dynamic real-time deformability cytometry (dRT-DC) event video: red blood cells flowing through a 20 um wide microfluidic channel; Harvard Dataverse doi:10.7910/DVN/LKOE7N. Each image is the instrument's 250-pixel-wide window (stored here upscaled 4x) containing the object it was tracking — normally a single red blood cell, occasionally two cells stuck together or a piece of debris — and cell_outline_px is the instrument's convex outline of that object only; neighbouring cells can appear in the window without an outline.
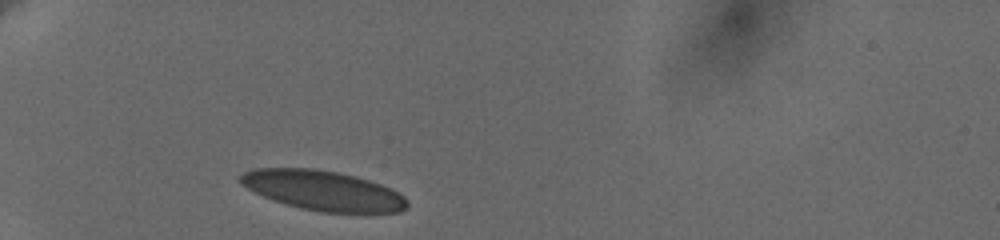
{"species": "human", "species_latin": "Homo sapiens", "temperature_condition": "cold", "stored_images_in_passage": 29, "camera_frame_rate_fps": 3000, "um_per_image_px": 0.085, "donor": {"sex": "female"}, "frame": {"image": 1, "passage_image": 1, "time_ms": 0.0, "image_size_px": [1000, 240], "cell_outline_px": [[408, 204], [400, 212], [320, 212], [300, 208], [264, 196], [240, 184], [240, 176], [244, 172], [256, 168], [312, 168], [336, 172], [356, 176], [392, 188], [404, 196], [408, 200]], "centroid_in_image_um": [27.48, 16.19], "position_along_channel_um": 57.5, "area_um2": 38.32}}
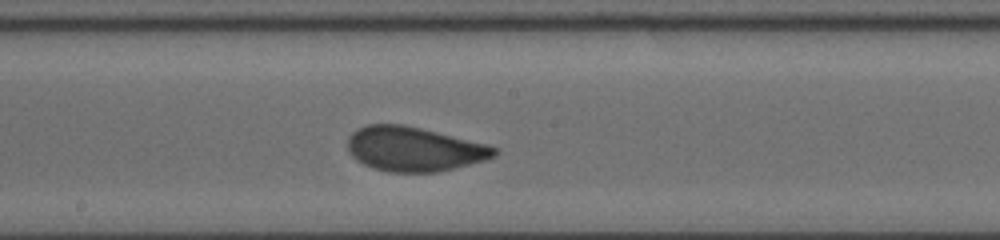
{"frame": {"image": 2, "passage_image": 16, "time_ms": 5.0, "image_size_px": [1000, 240], "cell_outline_px": [[500, 152], [496, 156], [484, 160], [440, 172], [388, 172], [372, 168], [356, 160], [352, 156], [348, 148], [348, 136], [352, 132], [368, 124], [400, 124], [420, 128], [488, 144], [500, 148]], "centroid_in_image_um": [35.22, 12.68], "position_along_channel_um": 213.0, "area_um2": 38.09}}
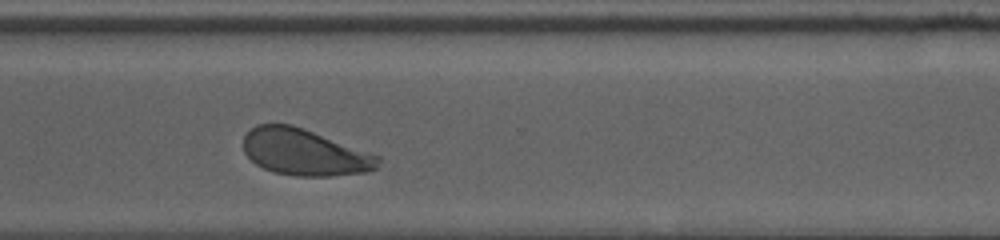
{"frame": {"image": 3, "passage_image": 27, "time_ms": 8.667, "image_size_px": [1000, 240], "cell_outline_px": [[380, 160], [376, 168], [364, 172], [332, 176], [296, 176], [272, 172], [256, 164], [244, 152], [244, 136], [256, 124], [292, 124], [380, 156]], "centroid_in_image_um": [25.87, 12.94], "position_along_channel_um": 344.7, "area_um2": 36.24}}